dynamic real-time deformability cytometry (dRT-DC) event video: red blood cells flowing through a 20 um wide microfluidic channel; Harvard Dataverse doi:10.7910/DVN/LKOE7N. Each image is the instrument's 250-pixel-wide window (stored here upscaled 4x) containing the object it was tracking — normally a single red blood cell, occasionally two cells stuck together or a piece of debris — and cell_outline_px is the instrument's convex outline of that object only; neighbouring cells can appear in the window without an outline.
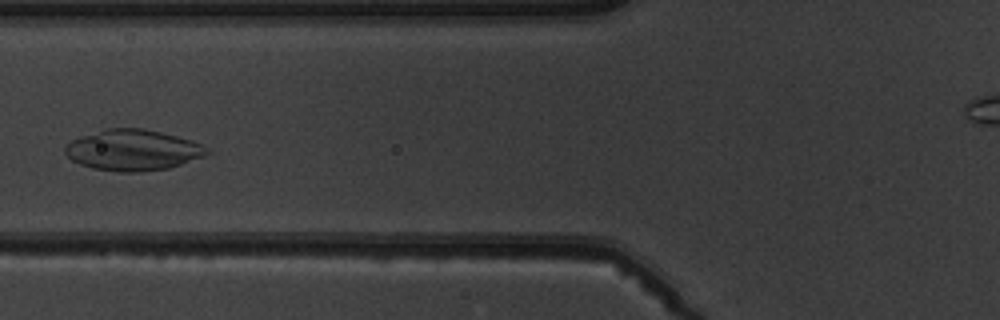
{"species": "common noctule bat (a hibernating species)", "species_latin": "Nyctalus noctula", "temperature_condition": "warm", "stored_images_in_passage": 8, "camera_frame_rate_fps": 3000, "um_per_image_px": 0.085, "animal": {"sex": "male", "body_mass_g": 19.5, "forearm_length_mm": 54.6}, "frame": {"image": 1, "passage_image": 7, "time_ms": 7.333, "image_size_px": [1000, 320], "cell_outline_px": [[212, 152], [204, 156], [168, 168], [136, 172], [120, 172], [92, 168], [80, 164], [72, 160], [64, 152], [64, 148], [72, 140], [80, 136], [108, 128], [144, 128], [192, 140], [204, 144]], "centroid_in_image_um": [11.31, 12.75], "position_along_channel_um": 114.5, "area_um2": 33.76}}